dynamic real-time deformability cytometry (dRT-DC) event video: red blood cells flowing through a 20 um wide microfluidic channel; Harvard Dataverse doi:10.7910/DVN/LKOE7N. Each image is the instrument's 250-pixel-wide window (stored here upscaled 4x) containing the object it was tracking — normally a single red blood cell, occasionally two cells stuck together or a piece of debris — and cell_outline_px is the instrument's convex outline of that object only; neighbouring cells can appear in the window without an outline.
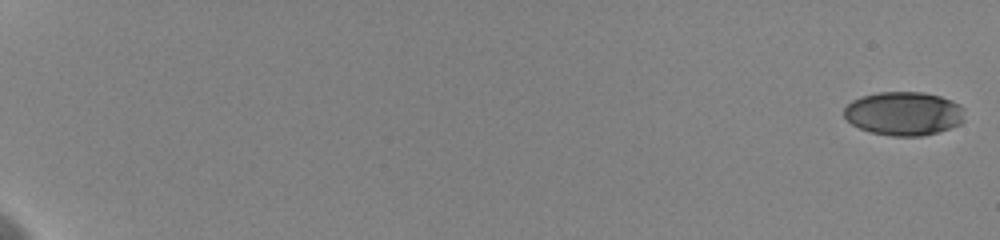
{"species": "human", "species_latin": "Homo sapiens", "temperature_condition": "cold", "stored_images_in_passage": 30, "camera_frame_rate_fps": 3000, "um_per_image_px": 0.085, "donor": {"sex": "female"}, "frame": {"image": 1, "passage_image": 1, "time_ms": 0.0, "image_size_px": [1000, 240], "cell_outline_px": [[964, 120], [960, 124], [924, 136], [892, 136], [872, 132], [860, 128], [852, 124], [844, 116], [844, 108], [852, 100], [860, 96], [880, 92], [924, 92], [940, 96], [952, 100], [960, 104], [964, 108]], "centroid_in_image_um": [76.84, 9.64], "position_along_channel_um": 8.2, "area_um2": 30.81}}
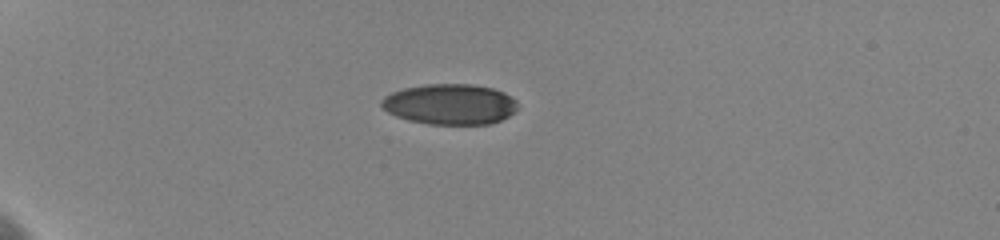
{"frame": {"image": 2, "passage_image": 10, "time_ms": 6.0, "image_size_px": [1000, 240], "cell_outline_px": [[520, 108], [516, 112], [500, 120], [488, 124], [428, 124], [408, 120], [396, 116], [388, 112], [380, 104], [380, 100], [384, 96], [392, 92], [404, 88], [428, 84], [472, 84], [492, 88], [504, 92], [516, 100]], "centroid_in_image_um": [38.27, 8.86], "position_along_channel_um": 46.7, "area_um2": 32.37}}
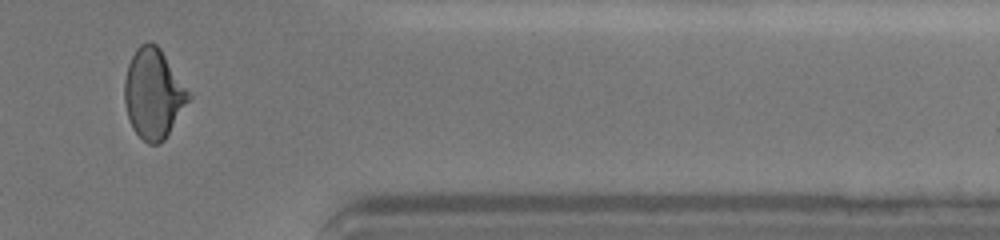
{"frame": {"image": 3, "passage_image": 27, "time_ms": 17.333, "image_size_px": [1000, 240], "cell_outline_px": [[192, 96], [164, 140], [160, 144], [148, 144], [132, 128], [124, 104], [124, 80], [128, 64], [136, 48], [140, 44], [148, 40], [156, 44], [160, 48], [192, 92]], "centroid_in_image_um": [13.05, 7.93], "position_along_channel_um": 398.3, "area_um2": 33.87}, "authors_computed_cell_mechanics": {"area_um2": 33.2061, "velocity_mm_per_s": 3.6111, "shape_relaxation_time_tau1_ms": 7.4499, "shape_relaxation_time_tau2_ms": 2.4773, "deformation_change_tau1": 0.1784, "deformation_change_tau2": 0.0648}}